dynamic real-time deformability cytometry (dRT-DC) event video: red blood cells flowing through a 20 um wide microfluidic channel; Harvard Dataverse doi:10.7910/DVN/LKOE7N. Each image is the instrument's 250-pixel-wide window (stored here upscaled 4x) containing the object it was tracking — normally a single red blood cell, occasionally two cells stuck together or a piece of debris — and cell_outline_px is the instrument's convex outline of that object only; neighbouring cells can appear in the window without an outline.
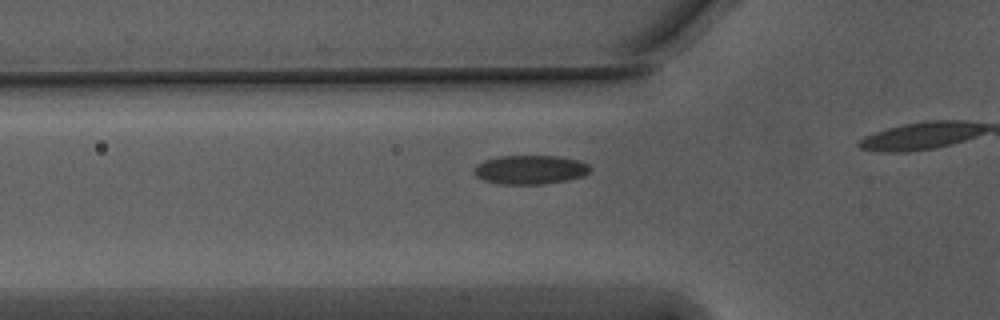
{"species": "Egyptian fruit bat (a non-hibernating species)", "species_latin": "Rousettus aegyptiacus", "temperature_condition": "warm", "stored_images_in_passage": 18, "camera_frame_rate_fps": 3000, "um_per_image_px": 0.085, "animal": {"sex": "male"}, "frame": {"image": 1, "passage_image": 13, "time_ms": 4.0, "image_size_px": [1000, 320], "cell_outline_px": [[592, 168], [584, 176], [568, 180], [544, 184], [504, 184], [484, 180], [476, 176], [472, 172], [472, 168], [476, 164], [484, 160], [500, 156], [556, 156], [576, 160], [588, 164]], "centroid_in_image_um": [45.04, 14.42], "position_along_channel_um": 80.8, "area_um2": 19.65}}
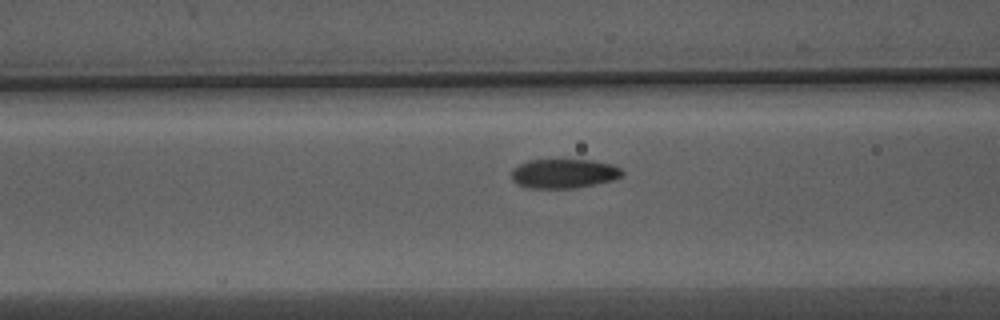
{"frame": {"image": 2, "passage_image": 16, "time_ms": 5.0, "image_size_px": [1000, 320], "cell_outline_px": [[624, 172], [620, 176], [612, 180], [572, 188], [528, 188], [516, 184], [512, 180], [512, 168], [528, 160], [592, 160], [612, 164], [620, 168]], "centroid_in_image_um": [47.88, 14.75], "position_along_channel_um": 118.7, "area_um2": 18.79}}